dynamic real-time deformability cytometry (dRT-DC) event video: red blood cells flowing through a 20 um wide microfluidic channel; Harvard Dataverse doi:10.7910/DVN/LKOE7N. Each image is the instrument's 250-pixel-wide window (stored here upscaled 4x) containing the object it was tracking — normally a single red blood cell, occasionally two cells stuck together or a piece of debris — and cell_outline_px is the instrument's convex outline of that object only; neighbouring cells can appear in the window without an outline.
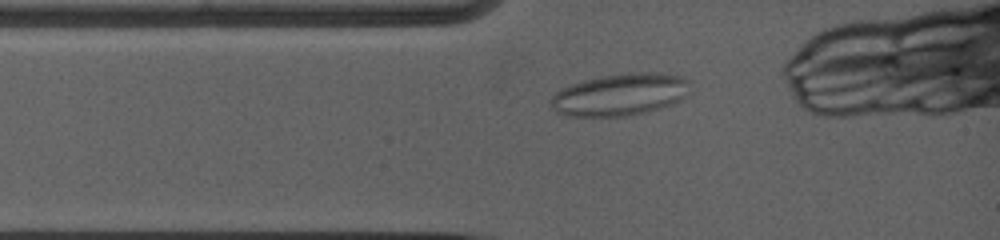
{"species": "common noctule bat (a hibernating species)", "species_latin": "Nyctalus noctula", "temperature_condition": "warm", "stored_images_in_passage": 5, "camera_frame_rate_fps": 5000, "um_per_image_px": 0.085, "animal": {"sex": "female", "body_mass_g": 19.0, "forearm_length_mm": 53.3}, "frame": {"image": 1, "passage_image": 1, "time_ms": 0.0, "image_size_px": [1000, 240], "cell_outline_px": [[688, 96], [672, 104], [648, 112], [628, 116], [568, 116], [556, 112], [552, 108], [548, 100], [556, 92], [572, 84], [584, 80], [600, 76], [628, 72], [656, 72], [684, 76], [688, 80]], "centroid_in_image_um": [52.72, 8.04], "position_along_channel_um": 32.3, "area_um2": 34.51}}
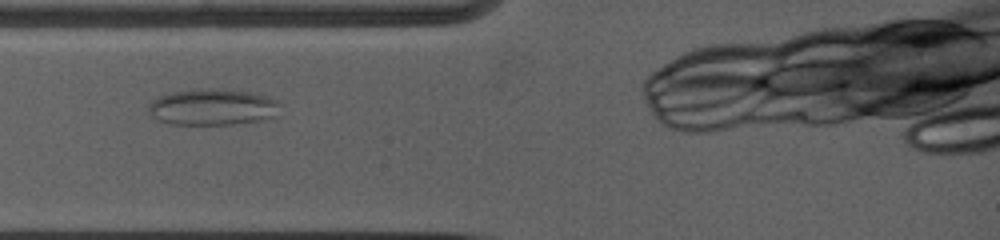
{"frame": {"image": 2, "passage_image": 2, "time_ms": 1.0, "image_size_px": [1000, 240], "cell_outline_px": [[280, 116], [260, 120], [232, 124], [172, 124], [156, 120], [148, 112], [148, 104], [152, 100], [160, 96], [176, 92], [196, 88], [224, 88], [248, 92], [268, 96], [276, 100]], "centroid_in_image_um": [18.07, 9.09], "position_along_channel_um": 66.9, "area_um2": 28.03}}